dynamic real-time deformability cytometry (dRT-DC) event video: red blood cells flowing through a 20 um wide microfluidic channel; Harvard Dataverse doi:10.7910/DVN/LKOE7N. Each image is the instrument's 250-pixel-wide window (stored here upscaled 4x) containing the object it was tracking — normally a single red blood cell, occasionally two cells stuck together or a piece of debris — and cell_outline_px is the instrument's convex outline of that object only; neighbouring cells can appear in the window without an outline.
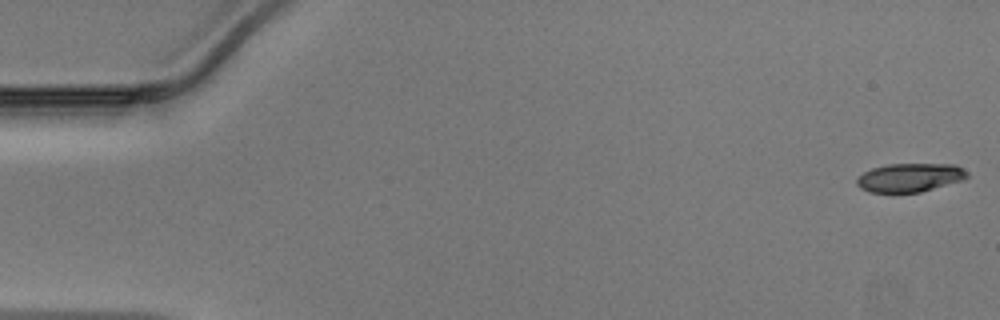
{"species": "Egyptian fruit bat (a non-hibernating species)", "species_latin": "Rousettus aegyptiacus", "temperature_condition": "warm", "stored_images_in_passage": 48, "camera_frame_rate_fps": 3000, "um_per_image_px": 0.085, "animal": {"sex": "male"}, "frame": {"image": 1, "passage_image": 1, "time_ms": 0.0, "image_size_px": [1000, 320], "cell_outline_px": [[968, 176], [964, 180], [920, 192], [868, 192], [860, 188], [856, 184], [856, 180], [864, 172], [872, 168], [888, 164], [956, 164], [968, 172]], "centroid_in_image_um": [77.35, 15.09], "position_along_channel_um": 7.6, "area_um2": 18.44}}
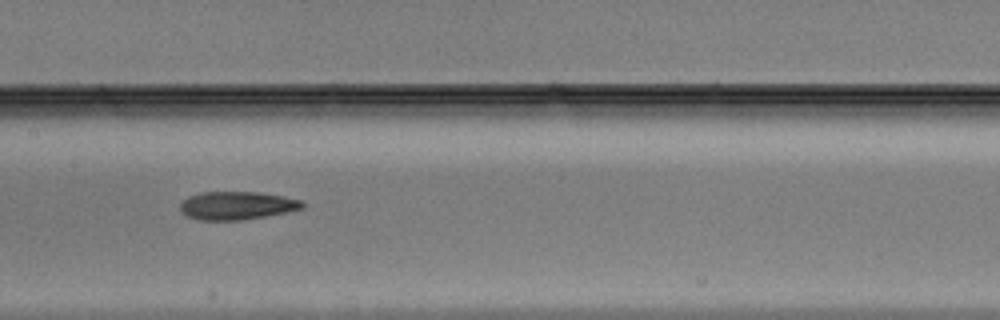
{"frame": {"image": 2, "passage_image": 24, "time_ms": 7.667, "image_size_px": [1000, 320], "cell_outline_px": [[304, 208], [264, 216], [240, 220], [200, 220], [184, 216], [180, 212], [180, 204], [188, 196], [200, 192], [260, 192], [304, 200]], "centroid_in_image_um": [20.1, 17.47], "position_along_channel_um": 187.3, "area_um2": 20.11}}
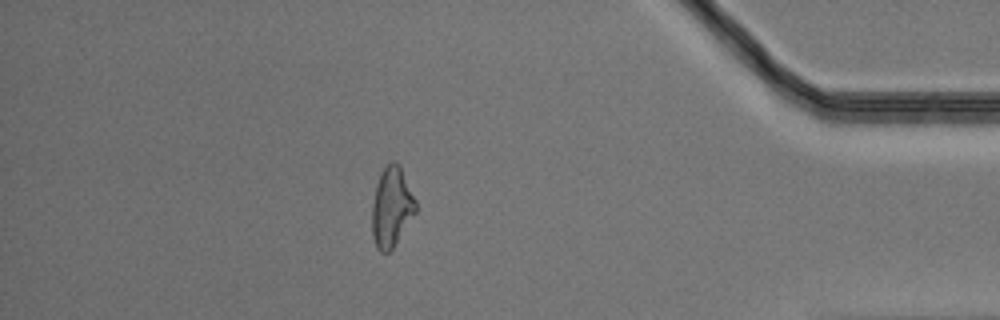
{"frame": {"image": 3, "passage_image": 42, "time_ms": 13.667, "image_size_px": [1000, 320], "cell_outline_px": [[416, 212], [392, 248], [388, 252], [380, 252], [376, 248], [372, 236], [372, 204], [376, 184], [384, 168], [392, 160], [396, 160], [400, 164], [416, 200]], "centroid_in_image_um": [33.28, 17.58], "position_along_channel_um": 401.9, "area_um2": 20.29}}